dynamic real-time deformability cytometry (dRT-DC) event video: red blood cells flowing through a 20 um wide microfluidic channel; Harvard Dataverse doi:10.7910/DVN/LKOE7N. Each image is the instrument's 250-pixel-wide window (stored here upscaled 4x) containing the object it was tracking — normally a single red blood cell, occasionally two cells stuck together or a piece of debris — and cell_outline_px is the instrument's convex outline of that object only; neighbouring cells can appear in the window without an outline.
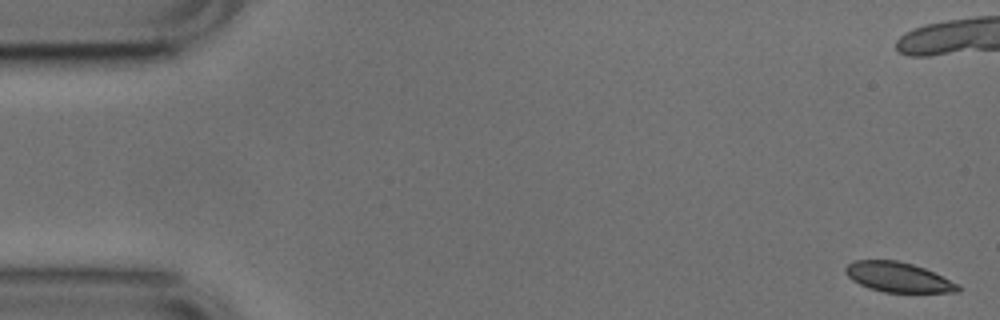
{"species": "common noctule bat (a hibernating species)", "species_latin": "Nyctalus noctula", "temperature_condition": "cold", "stored_images_in_passage": 53, "camera_frame_rate_fps": 3000, "um_per_image_px": 0.085, "animal": {"sex": "male", "body_mass_g": 17.9, "forearm_length_mm": 54.2}, "frame": {"image": 1, "passage_image": 1, "time_ms": 0.0, "image_size_px": [1000, 320], "cell_outline_px": [[960, 292], [884, 292], [868, 288], [852, 280], [844, 272], [844, 268], [852, 260], [896, 260], [912, 264], [924, 268], [960, 284]], "centroid_in_image_um": [76.33, 23.56], "position_along_channel_um": 8.7, "area_um2": 19.59}, "authors_computed_cell_mechanics": {"area_um2": 20.9236, "velocity_mm_per_s": 3.7595, "shape_relaxation_time_tau1_ms": 3.2591, "shape_relaxation_time_tau2_ms": 2.647, "deformation_change_tau1": 0.0881, "deformation_change_tau2": 0.0552}}